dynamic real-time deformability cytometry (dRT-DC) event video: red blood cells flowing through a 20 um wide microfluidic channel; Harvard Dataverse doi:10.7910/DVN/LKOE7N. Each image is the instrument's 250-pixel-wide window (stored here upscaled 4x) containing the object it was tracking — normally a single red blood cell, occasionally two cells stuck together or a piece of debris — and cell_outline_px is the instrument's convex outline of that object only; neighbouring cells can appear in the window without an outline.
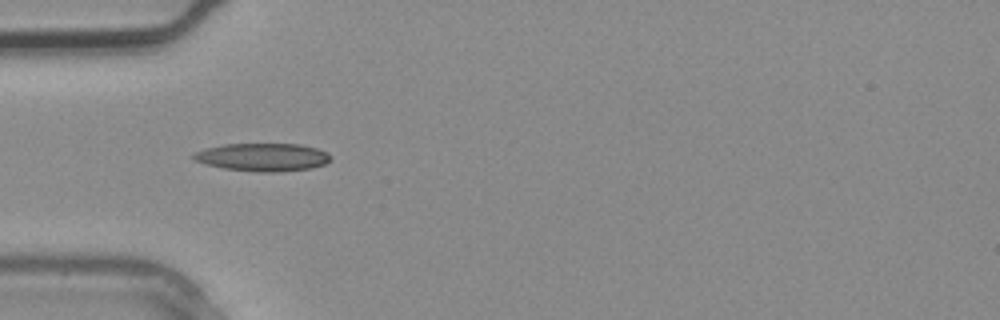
{"species": "common noctule bat (a hibernating species)", "species_latin": "Nyctalus noctula", "temperature_condition": "warm", "stored_images_in_passage": 3, "camera_frame_rate_fps": 3000, "um_per_image_px": 0.085, "animal": {"sex": "male", "body_mass_g": 20.4}, "frame": {"image": 1, "passage_image": 3, "time_ms": 0.667, "image_size_px": [1000, 320], "cell_outline_px": [[332, 156], [324, 164], [312, 168], [276, 172], [260, 172], [224, 168], [208, 164], [196, 160], [192, 156], [196, 152], [204, 148], [224, 144], [300, 144], [316, 148]], "centroid_in_image_um": [22.34, 13.35], "position_along_channel_um": 62.7, "area_um2": 22.02}}